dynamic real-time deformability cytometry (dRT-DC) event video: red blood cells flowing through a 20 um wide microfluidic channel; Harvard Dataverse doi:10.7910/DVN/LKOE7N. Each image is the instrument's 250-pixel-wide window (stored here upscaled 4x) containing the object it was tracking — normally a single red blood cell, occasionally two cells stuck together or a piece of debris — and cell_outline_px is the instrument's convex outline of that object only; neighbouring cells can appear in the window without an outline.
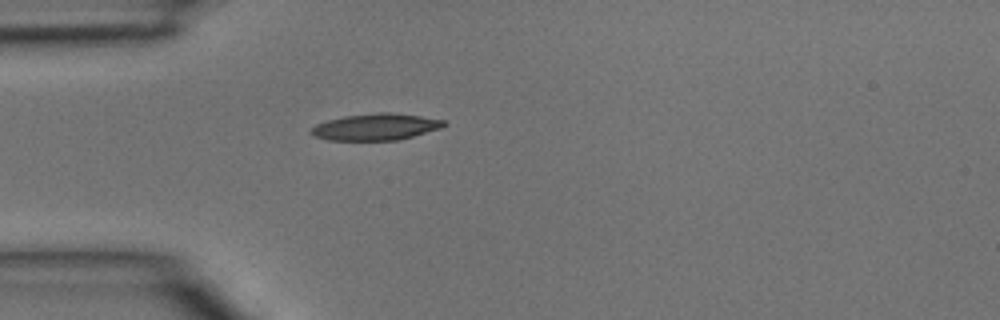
{"species": "common noctule bat (a hibernating species)", "species_latin": "Nyctalus noctula", "temperature_condition": "room temperature", "stored_images_in_passage": 4, "camera_frame_rate_fps": 3000, "um_per_image_px": 0.085, "animal": {"sex": "male", "body_mass_g": 15.6}, "frame": {"image": 1, "passage_image": 4, "time_ms": 1.0, "image_size_px": [1000, 320], "cell_outline_px": [[448, 124], [440, 128], [412, 136], [396, 140], [328, 140], [316, 136], [308, 132], [316, 124], [328, 120], [344, 116], [380, 112], [388, 112], [420, 116], [448, 120]], "centroid_in_image_um": [31.96, 10.78], "position_along_channel_um": 53.0, "area_um2": 20.46}}